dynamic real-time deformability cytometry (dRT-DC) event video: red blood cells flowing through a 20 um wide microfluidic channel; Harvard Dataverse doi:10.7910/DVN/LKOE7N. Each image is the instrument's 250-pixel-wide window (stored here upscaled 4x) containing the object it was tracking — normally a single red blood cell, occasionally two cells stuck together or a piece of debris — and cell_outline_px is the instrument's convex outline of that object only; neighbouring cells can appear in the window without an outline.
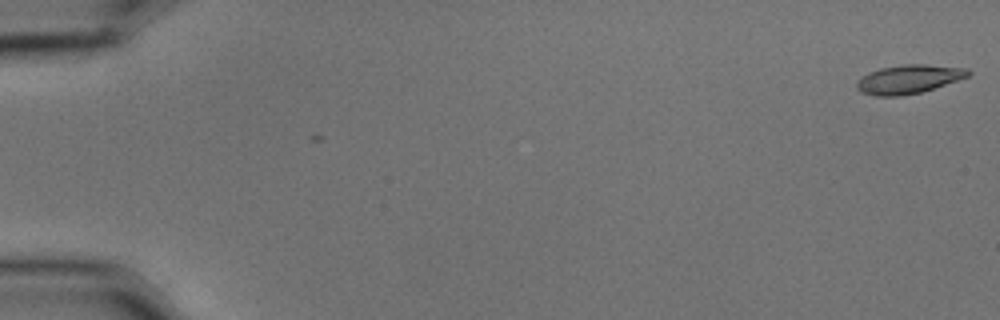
{"species": "common noctule bat (a hibernating species)", "species_latin": "Nyctalus noctula", "temperature_condition": "cold", "stored_images_in_passage": 5, "camera_frame_rate_fps": 3000, "um_per_image_px": 0.085, "animal": {"sex": "male", "body_mass_g": 15.6}, "frame": {"image": 1, "passage_image": 1, "time_ms": 0.0, "image_size_px": [1000, 320], "cell_outline_px": [[972, 72], [968, 76], [920, 92], [900, 96], [876, 96], [864, 92], [856, 88], [856, 80], [860, 76], [868, 72], [880, 68], [900, 64], [924, 64], [968, 68]], "centroid_in_image_um": [77.19, 6.71], "position_along_channel_um": 7.8, "area_um2": 18.61}}
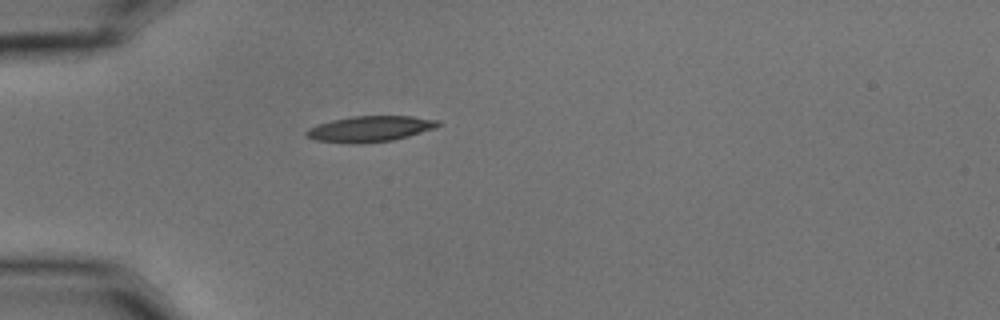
{"frame": {"image": 2, "passage_image": 5, "time_ms": 1.333, "image_size_px": [1000, 320], "cell_outline_px": [[440, 124], [436, 128], [408, 136], [392, 140], [364, 144], [356, 144], [316, 140], [308, 136], [304, 132], [308, 128], [316, 124], [332, 120], [352, 116], [412, 116], [440, 120]], "centroid_in_image_um": [31.46, 10.95], "position_along_channel_um": 53.5, "area_um2": 19.88}}